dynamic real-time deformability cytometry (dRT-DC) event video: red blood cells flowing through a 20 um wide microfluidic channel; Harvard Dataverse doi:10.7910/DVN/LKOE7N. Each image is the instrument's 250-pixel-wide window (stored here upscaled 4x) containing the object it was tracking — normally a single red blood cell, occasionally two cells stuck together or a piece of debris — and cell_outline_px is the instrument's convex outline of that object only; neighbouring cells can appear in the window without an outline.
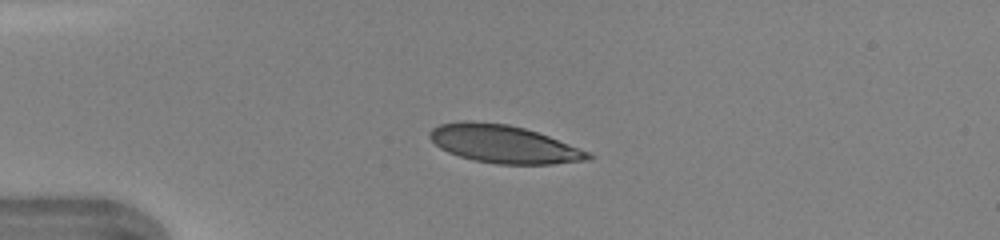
{"species": "human", "species_latin": "Homo sapiens", "temperature_condition": "warm", "stored_images_in_passage": 35, "camera_frame_rate_fps": 3000, "um_per_image_px": 0.085, "donor": {"sex": "female"}, "frame": {"image": 1, "passage_image": 1, "time_ms": 0.0, "image_size_px": [1000, 240], "cell_outline_px": [[592, 156], [588, 160], [552, 164], [496, 164], [472, 160], [448, 152], [440, 148], [428, 136], [428, 132], [432, 128], [440, 124], [468, 120], [508, 124], [524, 128], [548, 136], [588, 152]], "centroid_in_image_um": [42.76, 12.24], "position_along_channel_um": 42.2, "area_um2": 34.68}}
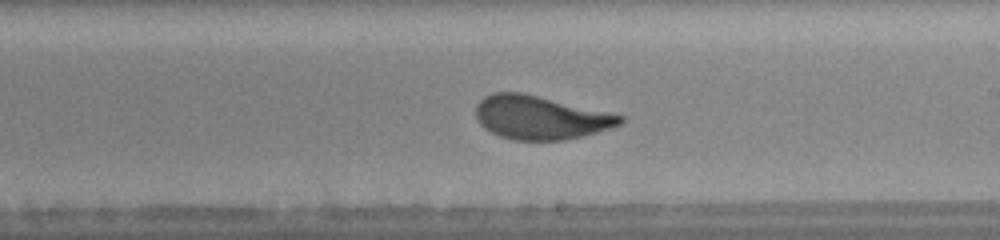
{"frame": {"image": 2, "passage_image": 17, "time_ms": 5.333, "image_size_px": [1000, 240], "cell_outline_px": [[624, 120], [620, 124], [612, 128], [584, 136], [564, 140], [512, 140], [500, 136], [484, 128], [480, 124], [476, 116], [476, 104], [484, 96], [492, 92], [520, 92], [608, 112], [624, 116]], "centroid_in_image_um": [45.91, 10.0], "position_along_channel_um": 243.1, "area_um2": 36.53}}
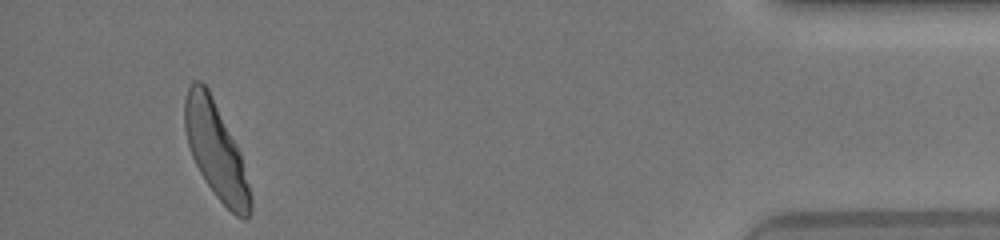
{"frame": {"image": 3, "passage_image": 33, "time_ms": 10.667, "image_size_px": [1000, 240], "cell_outline_px": [[252, 212], [248, 220], [244, 220], [236, 216], [216, 196], [200, 172], [192, 156], [188, 144], [184, 128], [184, 100], [188, 88], [192, 80], [200, 80], [208, 88], [240, 152], [252, 200]], "centroid_in_image_um": [18.35, 12.79], "position_along_channel_um": 416.9, "area_um2": 36.36}, "authors_computed_cell_mechanics": {"area_um2": 36.5874, "velocity_mm_per_s": 4.3672, "shape_relaxation_time_tau1_ms": 3.1359, "shape_relaxation_time_tau2_ms": null, "deformation_change_tau1": 0.1725, "deformation_change_tau2": null}}